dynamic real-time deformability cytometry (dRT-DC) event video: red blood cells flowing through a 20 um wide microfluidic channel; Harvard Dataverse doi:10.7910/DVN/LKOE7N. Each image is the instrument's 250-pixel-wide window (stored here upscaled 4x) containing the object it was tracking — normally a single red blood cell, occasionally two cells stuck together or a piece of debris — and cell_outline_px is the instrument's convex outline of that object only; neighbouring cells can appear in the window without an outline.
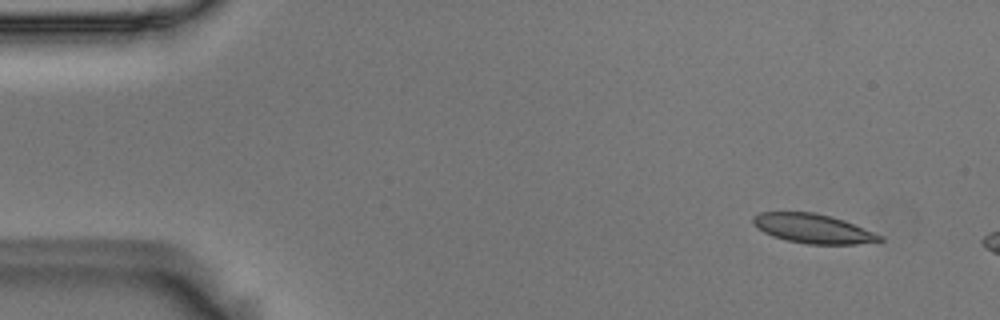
{"species": "Egyptian fruit bat (a non-hibernating species)", "species_latin": "Rousettus aegyptiacus", "temperature_condition": "room temperature", "stored_images_in_passage": 3, "camera_frame_rate_fps": 3000, "um_per_image_px": 0.085, "animal": {"sex": "male"}, "frame": {"image": 1, "passage_image": 1, "time_ms": 0.0, "image_size_px": [1000, 320], "cell_outline_px": [[884, 240], [856, 244], [808, 244], [788, 240], [772, 236], [764, 232], [752, 224], [752, 216], [760, 212], [812, 212], [844, 220], [884, 236]], "centroid_in_image_um": [69.09, 19.43], "position_along_channel_um": 15.9, "area_um2": 21.5}}